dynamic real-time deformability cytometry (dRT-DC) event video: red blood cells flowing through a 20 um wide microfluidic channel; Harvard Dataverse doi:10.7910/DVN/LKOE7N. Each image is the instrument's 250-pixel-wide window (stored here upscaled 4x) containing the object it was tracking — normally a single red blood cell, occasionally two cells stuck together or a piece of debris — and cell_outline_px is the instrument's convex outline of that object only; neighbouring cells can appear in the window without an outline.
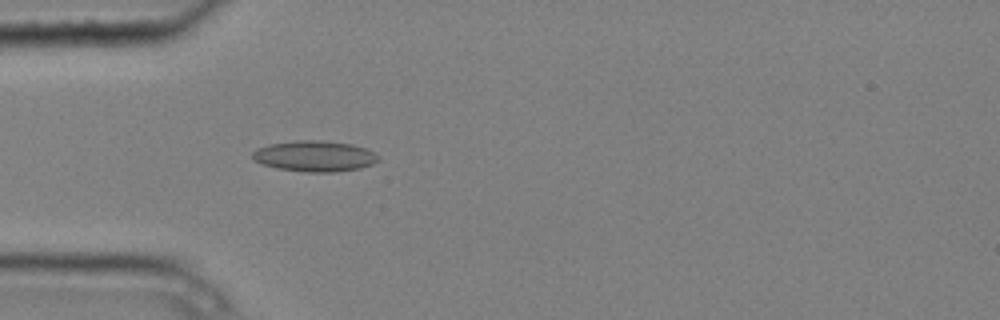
{"species": "common noctule bat (a hibernating species)", "species_latin": "Nyctalus noctula", "temperature_condition": "cold", "stored_images_in_passage": 4, "camera_frame_rate_fps": 3000, "um_per_image_px": 0.085, "animal": {"sex": "male", "body_mass_g": 20.4}, "frame": {"image": 1, "passage_image": 4, "time_ms": 1.0, "image_size_px": [1000, 320], "cell_outline_px": [[380, 160], [372, 164], [360, 168], [336, 172], [304, 172], [276, 168], [264, 164], [256, 160], [252, 156], [252, 152], [268, 144], [296, 140], [316, 140], [352, 144], [376, 152], [380, 156]], "centroid_in_image_um": [26.79, 13.27], "position_along_channel_um": 58.2, "area_um2": 22.6}}